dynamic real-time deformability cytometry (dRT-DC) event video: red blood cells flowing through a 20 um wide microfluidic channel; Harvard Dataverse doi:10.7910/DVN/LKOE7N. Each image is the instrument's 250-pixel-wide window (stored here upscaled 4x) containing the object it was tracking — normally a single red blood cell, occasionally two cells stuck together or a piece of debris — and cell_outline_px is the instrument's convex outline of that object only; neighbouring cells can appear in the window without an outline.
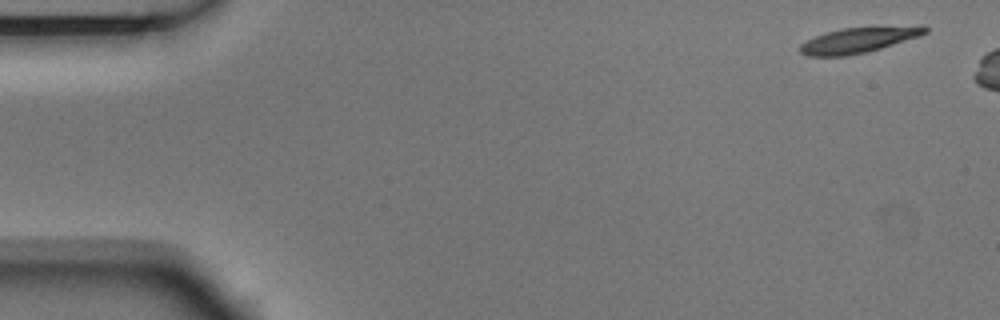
{"species": "Egyptian fruit bat (a non-hibernating species)", "species_latin": "Rousettus aegyptiacus", "temperature_condition": "room temperature", "stored_images_in_passage": 3, "camera_frame_rate_fps": 3000, "um_per_image_px": 0.085, "animal": {"sex": "male"}, "frame": {"image": 1, "passage_image": 1, "time_ms": 0.0, "image_size_px": [1000, 320], "cell_outline_px": [[928, 32], [920, 36], [868, 52], [848, 56], [808, 56], [800, 52], [800, 44], [824, 32], [840, 28], [876, 24], [924, 24], [928, 28]], "centroid_in_image_um": [73.12, 3.33], "position_along_channel_um": 11.9, "area_um2": 19.71}}